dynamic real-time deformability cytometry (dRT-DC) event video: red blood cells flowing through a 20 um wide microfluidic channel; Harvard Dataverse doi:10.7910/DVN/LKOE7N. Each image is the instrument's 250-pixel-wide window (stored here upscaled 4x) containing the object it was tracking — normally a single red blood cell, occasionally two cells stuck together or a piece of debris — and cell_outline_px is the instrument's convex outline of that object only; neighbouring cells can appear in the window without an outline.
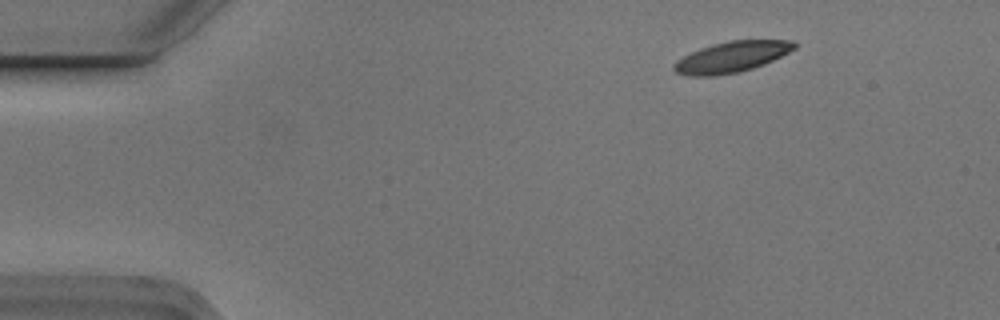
{"species": "Egyptian fruit bat (a non-hibernating species)", "species_latin": "Rousettus aegyptiacus", "temperature_condition": "cold", "stored_images_in_passage": 3, "camera_frame_rate_fps": 3000, "um_per_image_px": 0.085, "animal": {"sex": "male"}, "frame": {"image": 1, "passage_image": 1, "time_ms": 0.0, "image_size_px": [1000, 320], "cell_outline_px": [[796, 48], [764, 64], [740, 72], [712, 76], [688, 76], [676, 72], [672, 68], [672, 64], [676, 60], [700, 48], [712, 44], [728, 40], [792, 40], [796, 44]], "centroid_in_image_um": [62.15, 4.84], "position_along_channel_um": 22.8, "area_um2": 21.62}}